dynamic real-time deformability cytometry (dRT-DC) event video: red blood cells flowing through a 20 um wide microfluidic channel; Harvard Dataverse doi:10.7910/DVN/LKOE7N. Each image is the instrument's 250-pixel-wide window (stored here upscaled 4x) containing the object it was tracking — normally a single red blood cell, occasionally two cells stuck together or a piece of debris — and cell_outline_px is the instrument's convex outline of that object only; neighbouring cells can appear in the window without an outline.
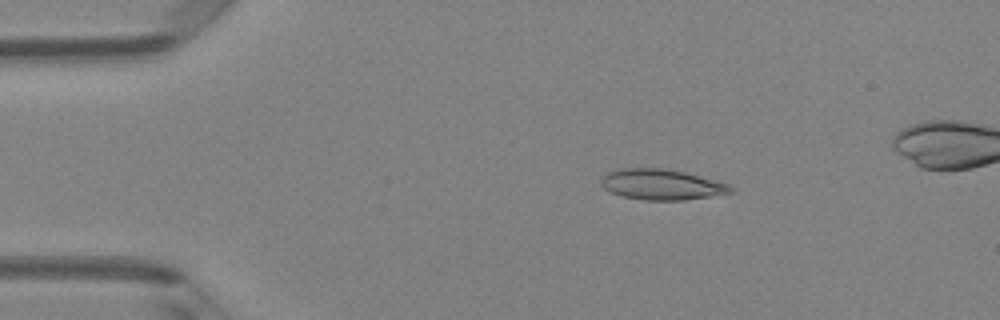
{"species": "Egyptian fruit bat (a non-hibernating species)", "species_latin": "Rousettus aegyptiacus", "temperature_condition": "room temperature", "stored_images_in_passage": 5, "camera_frame_rate_fps": 3000, "um_per_image_px": 0.085, "animal": {"sex": "female"}, "frame": {"image": 1, "passage_image": 3, "time_ms": 0.667, "image_size_px": [1000, 320], "cell_outline_px": [[736, 192], [684, 200], [644, 200], [624, 196], [612, 192], [604, 188], [600, 184], [600, 180], [608, 172], [616, 168], [668, 168], [716, 180], [728, 184]], "centroid_in_image_um": [56.24, 15.67], "position_along_channel_um": 28.8, "area_um2": 23.12}}
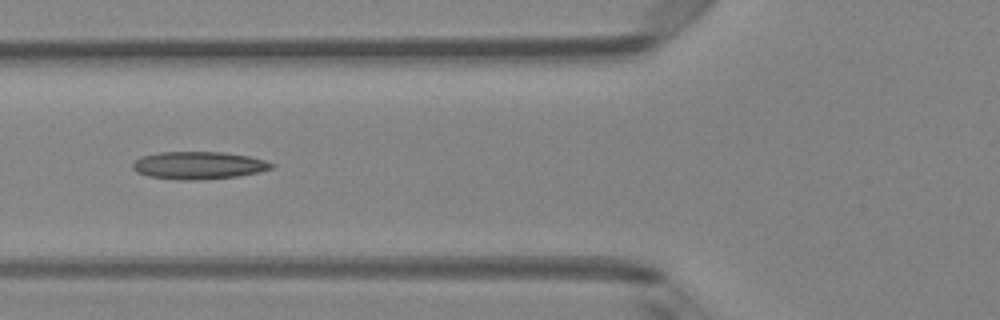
{"frame": {"image": 2, "passage_image": 5, "time_ms": 1.333, "image_size_px": [1000, 320], "cell_outline_px": [[276, 168], [260, 172], [236, 176], [196, 180], [180, 180], [148, 176], [136, 172], [132, 168], [132, 164], [140, 156], [160, 152], [220, 152], [248, 156], [264, 160], [276, 164]], "centroid_in_image_um": [16.89, 14.05], "position_along_channel_um": 108.9, "area_um2": 22.37}}